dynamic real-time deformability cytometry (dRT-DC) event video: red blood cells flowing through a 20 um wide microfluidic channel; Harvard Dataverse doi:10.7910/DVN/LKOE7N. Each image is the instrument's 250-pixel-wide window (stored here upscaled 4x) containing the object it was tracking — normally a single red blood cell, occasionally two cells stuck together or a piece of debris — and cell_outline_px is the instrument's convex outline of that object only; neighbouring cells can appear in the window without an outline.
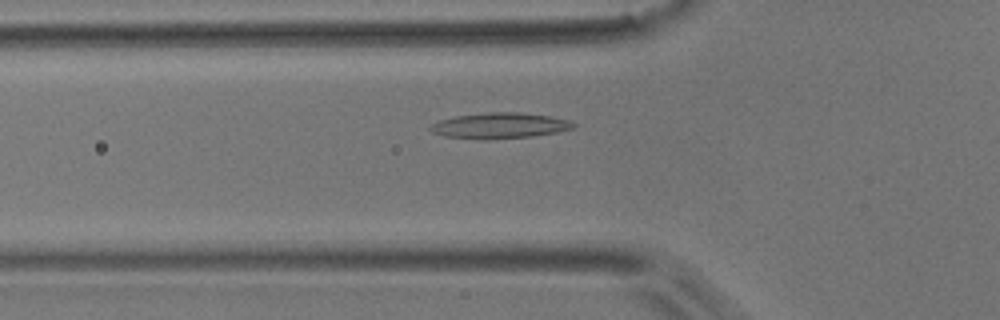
{"species": "common noctule bat (a hibernating species)", "species_latin": "Nyctalus noctula", "temperature_condition": "room temperature", "stored_images_in_passage": 34, "camera_frame_rate_fps": 3000, "um_per_image_px": 0.085, "animal": {"sex": "male", "body_mass_g": 17.9}, "frame": {"image": 1, "passage_image": 13, "time_ms": 4.0, "image_size_px": [1000, 320], "cell_outline_px": [[580, 124], [576, 128], [556, 132], [532, 136], [488, 140], [484, 140], [444, 136], [432, 132], [428, 128], [432, 124], [440, 120], [456, 116], [488, 112], [516, 112], [548, 116], [568, 120]], "centroid_in_image_um": [42.5, 10.69], "position_along_channel_um": 83.3, "area_um2": 21.5}}
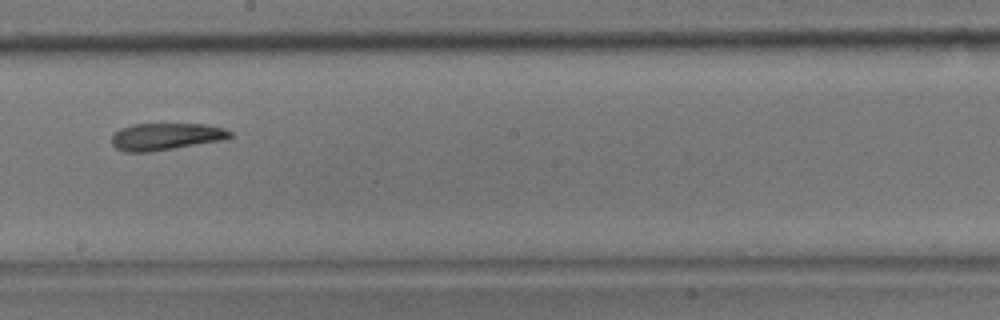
{"frame": {"image": 2, "passage_image": 25, "time_ms": 8.0, "image_size_px": [1000, 320], "cell_outline_px": [[232, 136], [224, 140], [152, 152], [124, 152], [116, 148], [112, 144], [112, 136], [120, 128], [132, 124], [208, 124], [224, 128], [232, 132]], "centroid_in_image_um": [14.11, 11.61], "position_along_channel_um": 234.1, "area_um2": 18.84}}
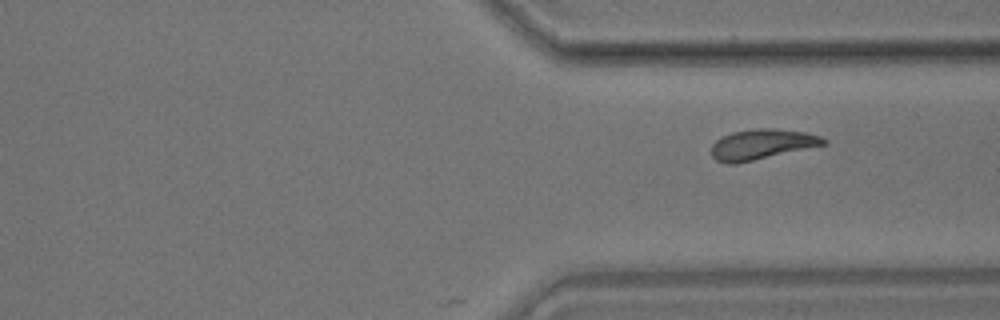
{"frame": {"image": 3, "passage_image": 34, "time_ms": 11.0, "image_size_px": [1000, 320], "cell_outline_px": [[828, 144], [736, 164], [728, 164], [716, 160], [712, 156], [712, 144], [716, 140], [732, 132], [756, 128], [772, 128], [804, 132], [820, 136], [828, 140]], "centroid_in_image_um": [64.77, 12.27], "position_along_channel_um": 346.6, "area_um2": 19.77}}